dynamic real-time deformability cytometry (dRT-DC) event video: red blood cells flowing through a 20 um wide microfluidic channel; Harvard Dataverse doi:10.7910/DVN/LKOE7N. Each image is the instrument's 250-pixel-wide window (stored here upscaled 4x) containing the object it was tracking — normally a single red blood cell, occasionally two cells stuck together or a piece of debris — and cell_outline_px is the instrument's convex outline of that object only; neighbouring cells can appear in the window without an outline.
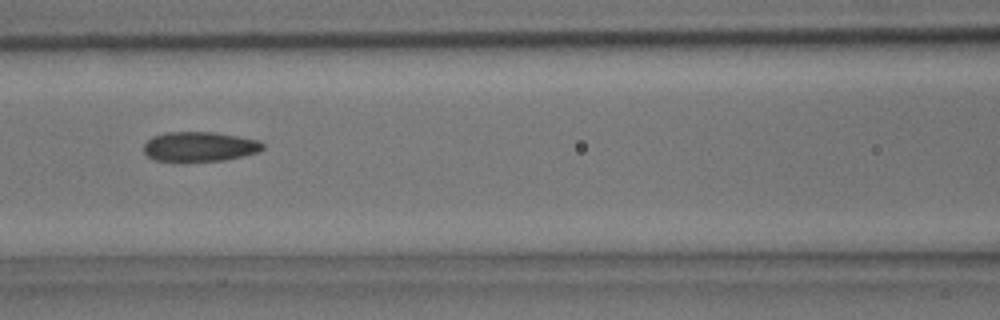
{"species": "common noctule bat (a hibernating species)", "species_latin": "Nyctalus noctula", "temperature_condition": "room temperature", "stored_images_in_passage": 6, "camera_frame_rate_fps": 3000, "um_per_image_px": 0.085, "animal": {"sex": "male", "body_mass_g": 15.6}, "frame": {"image": 1, "passage_image": 6, "time_ms": 1.667, "image_size_px": [1000, 320], "cell_outline_px": [[264, 148], [256, 152], [244, 156], [224, 160], [156, 160], [148, 156], [144, 152], [144, 144], [152, 136], [168, 132], [216, 132], [260, 140], [264, 144]], "centroid_in_image_um": [17.0, 12.44], "position_along_channel_um": 149.6, "area_um2": 20.35}}